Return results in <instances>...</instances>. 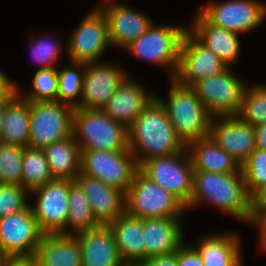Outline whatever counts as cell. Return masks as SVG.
<instances>
[{
	"label": "cell",
	"mask_w": 266,
	"mask_h": 266,
	"mask_svg": "<svg viewBox=\"0 0 266 266\" xmlns=\"http://www.w3.org/2000/svg\"><path fill=\"white\" fill-rule=\"evenodd\" d=\"M237 116L251 126L266 123V85L246 86Z\"/></svg>",
	"instance_id": "d6a6232c"
},
{
	"label": "cell",
	"mask_w": 266,
	"mask_h": 266,
	"mask_svg": "<svg viewBox=\"0 0 266 266\" xmlns=\"http://www.w3.org/2000/svg\"><path fill=\"white\" fill-rule=\"evenodd\" d=\"M108 226L126 266L141 265L145 261L143 220L124 213Z\"/></svg>",
	"instance_id": "cb8c5ba5"
},
{
	"label": "cell",
	"mask_w": 266,
	"mask_h": 266,
	"mask_svg": "<svg viewBox=\"0 0 266 266\" xmlns=\"http://www.w3.org/2000/svg\"><path fill=\"white\" fill-rule=\"evenodd\" d=\"M178 266H204L202 258L195 247L183 243L177 250Z\"/></svg>",
	"instance_id": "f35d334b"
},
{
	"label": "cell",
	"mask_w": 266,
	"mask_h": 266,
	"mask_svg": "<svg viewBox=\"0 0 266 266\" xmlns=\"http://www.w3.org/2000/svg\"><path fill=\"white\" fill-rule=\"evenodd\" d=\"M140 266H178L177 251L169 255L148 258Z\"/></svg>",
	"instance_id": "b9f144b4"
},
{
	"label": "cell",
	"mask_w": 266,
	"mask_h": 266,
	"mask_svg": "<svg viewBox=\"0 0 266 266\" xmlns=\"http://www.w3.org/2000/svg\"><path fill=\"white\" fill-rule=\"evenodd\" d=\"M99 226L101 224L95 218L83 188L76 180H70L68 220L65 235L76 236L88 230L96 229Z\"/></svg>",
	"instance_id": "f546056e"
},
{
	"label": "cell",
	"mask_w": 266,
	"mask_h": 266,
	"mask_svg": "<svg viewBox=\"0 0 266 266\" xmlns=\"http://www.w3.org/2000/svg\"><path fill=\"white\" fill-rule=\"evenodd\" d=\"M229 67L188 29L185 31L179 52V63L174 79L184 86L221 74Z\"/></svg>",
	"instance_id": "7c38bea8"
},
{
	"label": "cell",
	"mask_w": 266,
	"mask_h": 266,
	"mask_svg": "<svg viewBox=\"0 0 266 266\" xmlns=\"http://www.w3.org/2000/svg\"><path fill=\"white\" fill-rule=\"evenodd\" d=\"M24 147L0 143V184L21 185Z\"/></svg>",
	"instance_id": "d590c367"
},
{
	"label": "cell",
	"mask_w": 266,
	"mask_h": 266,
	"mask_svg": "<svg viewBox=\"0 0 266 266\" xmlns=\"http://www.w3.org/2000/svg\"><path fill=\"white\" fill-rule=\"evenodd\" d=\"M75 237L81 246L82 266H126L108 225H101Z\"/></svg>",
	"instance_id": "7402d4cb"
},
{
	"label": "cell",
	"mask_w": 266,
	"mask_h": 266,
	"mask_svg": "<svg viewBox=\"0 0 266 266\" xmlns=\"http://www.w3.org/2000/svg\"><path fill=\"white\" fill-rule=\"evenodd\" d=\"M182 217L143 219L145 260L175 253L184 243Z\"/></svg>",
	"instance_id": "44dd1931"
},
{
	"label": "cell",
	"mask_w": 266,
	"mask_h": 266,
	"mask_svg": "<svg viewBox=\"0 0 266 266\" xmlns=\"http://www.w3.org/2000/svg\"><path fill=\"white\" fill-rule=\"evenodd\" d=\"M52 180L43 149L26 146L22 157L21 186L30 193Z\"/></svg>",
	"instance_id": "4dcf8cb0"
},
{
	"label": "cell",
	"mask_w": 266,
	"mask_h": 266,
	"mask_svg": "<svg viewBox=\"0 0 266 266\" xmlns=\"http://www.w3.org/2000/svg\"><path fill=\"white\" fill-rule=\"evenodd\" d=\"M210 23L243 34L263 24L266 3L257 0H227L210 2L199 11Z\"/></svg>",
	"instance_id": "5bb4252c"
},
{
	"label": "cell",
	"mask_w": 266,
	"mask_h": 266,
	"mask_svg": "<svg viewBox=\"0 0 266 266\" xmlns=\"http://www.w3.org/2000/svg\"><path fill=\"white\" fill-rule=\"evenodd\" d=\"M139 171L176 196L186 207L193 192V164L187 148L176 154L144 161Z\"/></svg>",
	"instance_id": "52a82bcc"
},
{
	"label": "cell",
	"mask_w": 266,
	"mask_h": 266,
	"mask_svg": "<svg viewBox=\"0 0 266 266\" xmlns=\"http://www.w3.org/2000/svg\"><path fill=\"white\" fill-rule=\"evenodd\" d=\"M254 133L256 148L266 150V123L255 125Z\"/></svg>",
	"instance_id": "ee69618b"
},
{
	"label": "cell",
	"mask_w": 266,
	"mask_h": 266,
	"mask_svg": "<svg viewBox=\"0 0 266 266\" xmlns=\"http://www.w3.org/2000/svg\"><path fill=\"white\" fill-rule=\"evenodd\" d=\"M43 235L30 206L0 218V249L7 257L35 255Z\"/></svg>",
	"instance_id": "9a60e30c"
},
{
	"label": "cell",
	"mask_w": 266,
	"mask_h": 266,
	"mask_svg": "<svg viewBox=\"0 0 266 266\" xmlns=\"http://www.w3.org/2000/svg\"><path fill=\"white\" fill-rule=\"evenodd\" d=\"M186 206L172 193L148 179L139 170L125 193V213L131 217H181Z\"/></svg>",
	"instance_id": "5b68a950"
},
{
	"label": "cell",
	"mask_w": 266,
	"mask_h": 266,
	"mask_svg": "<svg viewBox=\"0 0 266 266\" xmlns=\"http://www.w3.org/2000/svg\"><path fill=\"white\" fill-rule=\"evenodd\" d=\"M4 266H38L34 255L29 256H8Z\"/></svg>",
	"instance_id": "7bdbcfd3"
},
{
	"label": "cell",
	"mask_w": 266,
	"mask_h": 266,
	"mask_svg": "<svg viewBox=\"0 0 266 266\" xmlns=\"http://www.w3.org/2000/svg\"><path fill=\"white\" fill-rule=\"evenodd\" d=\"M170 80L168 100L157 95L156 98L165 107L177 136L186 146L194 140L209 137L212 116L196 96L194 89L181 85L174 78Z\"/></svg>",
	"instance_id": "3957f363"
},
{
	"label": "cell",
	"mask_w": 266,
	"mask_h": 266,
	"mask_svg": "<svg viewBox=\"0 0 266 266\" xmlns=\"http://www.w3.org/2000/svg\"><path fill=\"white\" fill-rule=\"evenodd\" d=\"M76 181L87 195L92 212L101 225H108L125 213L123 191L82 173H79Z\"/></svg>",
	"instance_id": "ffe728a7"
},
{
	"label": "cell",
	"mask_w": 266,
	"mask_h": 266,
	"mask_svg": "<svg viewBox=\"0 0 266 266\" xmlns=\"http://www.w3.org/2000/svg\"><path fill=\"white\" fill-rule=\"evenodd\" d=\"M250 223L260 230V247L266 251V206H252Z\"/></svg>",
	"instance_id": "ab89813d"
},
{
	"label": "cell",
	"mask_w": 266,
	"mask_h": 266,
	"mask_svg": "<svg viewBox=\"0 0 266 266\" xmlns=\"http://www.w3.org/2000/svg\"><path fill=\"white\" fill-rule=\"evenodd\" d=\"M239 238L232 233L216 234L205 236L193 246L200 254L204 266H241Z\"/></svg>",
	"instance_id": "4316f807"
},
{
	"label": "cell",
	"mask_w": 266,
	"mask_h": 266,
	"mask_svg": "<svg viewBox=\"0 0 266 266\" xmlns=\"http://www.w3.org/2000/svg\"><path fill=\"white\" fill-rule=\"evenodd\" d=\"M104 3L98 6L107 18L111 46L125 48L154 23L145 13L135 11L118 1L111 0Z\"/></svg>",
	"instance_id": "ac0fdd59"
},
{
	"label": "cell",
	"mask_w": 266,
	"mask_h": 266,
	"mask_svg": "<svg viewBox=\"0 0 266 266\" xmlns=\"http://www.w3.org/2000/svg\"><path fill=\"white\" fill-rule=\"evenodd\" d=\"M35 39L30 43L33 59L42 65L40 69L54 68L61 53L60 43L52 42L49 36H39Z\"/></svg>",
	"instance_id": "74e56055"
},
{
	"label": "cell",
	"mask_w": 266,
	"mask_h": 266,
	"mask_svg": "<svg viewBox=\"0 0 266 266\" xmlns=\"http://www.w3.org/2000/svg\"><path fill=\"white\" fill-rule=\"evenodd\" d=\"M6 103L0 104V136L3 129V119H4V112H5Z\"/></svg>",
	"instance_id": "bcb514c9"
},
{
	"label": "cell",
	"mask_w": 266,
	"mask_h": 266,
	"mask_svg": "<svg viewBox=\"0 0 266 266\" xmlns=\"http://www.w3.org/2000/svg\"><path fill=\"white\" fill-rule=\"evenodd\" d=\"M73 31L66 43L70 61L94 63L111 46L107 18L97 5Z\"/></svg>",
	"instance_id": "8fae6325"
},
{
	"label": "cell",
	"mask_w": 266,
	"mask_h": 266,
	"mask_svg": "<svg viewBox=\"0 0 266 266\" xmlns=\"http://www.w3.org/2000/svg\"><path fill=\"white\" fill-rule=\"evenodd\" d=\"M38 266H82V251L75 236L44 234L35 252Z\"/></svg>",
	"instance_id": "d4e9b609"
},
{
	"label": "cell",
	"mask_w": 266,
	"mask_h": 266,
	"mask_svg": "<svg viewBox=\"0 0 266 266\" xmlns=\"http://www.w3.org/2000/svg\"><path fill=\"white\" fill-rule=\"evenodd\" d=\"M28 194L21 185L0 184V218L27 209Z\"/></svg>",
	"instance_id": "8d00e7d4"
},
{
	"label": "cell",
	"mask_w": 266,
	"mask_h": 266,
	"mask_svg": "<svg viewBox=\"0 0 266 266\" xmlns=\"http://www.w3.org/2000/svg\"><path fill=\"white\" fill-rule=\"evenodd\" d=\"M80 173L126 193L139 170L130 150H80Z\"/></svg>",
	"instance_id": "9c48e42d"
},
{
	"label": "cell",
	"mask_w": 266,
	"mask_h": 266,
	"mask_svg": "<svg viewBox=\"0 0 266 266\" xmlns=\"http://www.w3.org/2000/svg\"><path fill=\"white\" fill-rule=\"evenodd\" d=\"M6 258H7V256L0 249V266H4V261L6 260Z\"/></svg>",
	"instance_id": "7dc6e473"
},
{
	"label": "cell",
	"mask_w": 266,
	"mask_h": 266,
	"mask_svg": "<svg viewBox=\"0 0 266 266\" xmlns=\"http://www.w3.org/2000/svg\"><path fill=\"white\" fill-rule=\"evenodd\" d=\"M129 149L138 167L154 157L169 156L186 149L155 97L128 128Z\"/></svg>",
	"instance_id": "6da1fadb"
},
{
	"label": "cell",
	"mask_w": 266,
	"mask_h": 266,
	"mask_svg": "<svg viewBox=\"0 0 266 266\" xmlns=\"http://www.w3.org/2000/svg\"><path fill=\"white\" fill-rule=\"evenodd\" d=\"M241 170L247 193L254 199L266 188V150L255 148Z\"/></svg>",
	"instance_id": "836d02e7"
},
{
	"label": "cell",
	"mask_w": 266,
	"mask_h": 266,
	"mask_svg": "<svg viewBox=\"0 0 266 266\" xmlns=\"http://www.w3.org/2000/svg\"><path fill=\"white\" fill-rule=\"evenodd\" d=\"M70 180L54 179L33 190L37 195L31 210L44 234H66Z\"/></svg>",
	"instance_id": "4fadbf2b"
},
{
	"label": "cell",
	"mask_w": 266,
	"mask_h": 266,
	"mask_svg": "<svg viewBox=\"0 0 266 266\" xmlns=\"http://www.w3.org/2000/svg\"><path fill=\"white\" fill-rule=\"evenodd\" d=\"M58 68L38 69L32 79V90L26 95L20 92L18 94L27 101L47 102L57 101L58 93Z\"/></svg>",
	"instance_id": "e575fe53"
},
{
	"label": "cell",
	"mask_w": 266,
	"mask_h": 266,
	"mask_svg": "<svg viewBox=\"0 0 266 266\" xmlns=\"http://www.w3.org/2000/svg\"><path fill=\"white\" fill-rule=\"evenodd\" d=\"M193 18L188 30L230 67L240 54L239 34L210 23L199 11Z\"/></svg>",
	"instance_id": "603a6c76"
},
{
	"label": "cell",
	"mask_w": 266,
	"mask_h": 266,
	"mask_svg": "<svg viewBox=\"0 0 266 266\" xmlns=\"http://www.w3.org/2000/svg\"><path fill=\"white\" fill-rule=\"evenodd\" d=\"M252 198L248 195L242 172L226 174L193 172V192L186 209L204 201L229 213V215L250 223Z\"/></svg>",
	"instance_id": "7a4b0ae2"
},
{
	"label": "cell",
	"mask_w": 266,
	"mask_h": 266,
	"mask_svg": "<svg viewBox=\"0 0 266 266\" xmlns=\"http://www.w3.org/2000/svg\"><path fill=\"white\" fill-rule=\"evenodd\" d=\"M187 29L174 25L157 26L153 23L124 49L151 64L168 67L172 79L178 68L181 41Z\"/></svg>",
	"instance_id": "8992f818"
},
{
	"label": "cell",
	"mask_w": 266,
	"mask_h": 266,
	"mask_svg": "<svg viewBox=\"0 0 266 266\" xmlns=\"http://www.w3.org/2000/svg\"><path fill=\"white\" fill-rule=\"evenodd\" d=\"M252 206H266V188L252 200Z\"/></svg>",
	"instance_id": "f6af8a7d"
},
{
	"label": "cell",
	"mask_w": 266,
	"mask_h": 266,
	"mask_svg": "<svg viewBox=\"0 0 266 266\" xmlns=\"http://www.w3.org/2000/svg\"><path fill=\"white\" fill-rule=\"evenodd\" d=\"M72 135L80 150H130L128 128L100 109L75 108Z\"/></svg>",
	"instance_id": "277c9868"
},
{
	"label": "cell",
	"mask_w": 266,
	"mask_h": 266,
	"mask_svg": "<svg viewBox=\"0 0 266 266\" xmlns=\"http://www.w3.org/2000/svg\"><path fill=\"white\" fill-rule=\"evenodd\" d=\"M128 74L118 64L98 61L85 64L79 109H102Z\"/></svg>",
	"instance_id": "2e32d148"
},
{
	"label": "cell",
	"mask_w": 266,
	"mask_h": 266,
	"mask_svg": "<svg viewBox=\"0 0 266 266\" xmlns=\"http://www.w3.org/2000/svg\"><path fill=\"white\" fill-rule=\"evenodd\" d=\"M70 64V67L64 66L62 70L57 69V101L77 108L82 98L85 64L72 61Z\"/></svg>",
	"instance_id": "1f68e13d"
},
{
	"label": "cell",
	"mask_w": 266,
	"mask_h": 266,
	"mask_svg": "<svg viewBox=\"0 0 266 266\" xmlns=\"http://www.w3.org/2000/svg\"><path fill=\"white\" fill-rule=\"evenodd\" d=\"M54 179L76 180L80 173L81 151L73 135L43 148Z\"/></svg>",
	"instance_id": "83f0119b"
},
{
	"label": "cell",
	"mask_w": 266,
	"mask_h": 266,
	"mask_svg": "<svg viewBox=\"0 0 266 266\" xmlns=\"http://www.w3.org/2000/svg\"><path fill=\"white\" fill-rule=\"evenodd\" d=\"M75 108L59 101H29L30 133L28 146L43 149L72 136Z\"/></svg>",
	"instance_id": "ba28073f"
},
{
	"label": "cell",
	"mask_w": 266,
	"mask_h": 266,
	"mask_svg": "<svg viewBox=\"0 0 266 266\" xmlns=\"http://www.w3.org/2000/svg\"><path fill=\"white\" fill-rule=\"evenodd\" d=\"M209 137L231 155L240 167L256 148L254 126L238 116L212 117Z\"/></svg>",
	"instance_id": "e0dca14e"
},
{
	"label": "cell",
	"mask_w": 266,
	"mask_h": 266,
	"mask_svg": "<svg viewBox=\"0 0 266 266\" xmlns=\"http://www.w3.org/2000/svg\"><path fill=\"white\" fill-rule=\"evenodd\" d=\"M30 133L29 101L18 93L6 103L0 143L28 146Z\"/></svg>",
	"instance_id": "f1b7e54d"
},
{
	"label": "cell",
	"mask_w": 266,
	"mask_h": 266,
	"mask_svg": "<svg viewBox=\"0 0 266 266\" xmlns=\"http://www.w3.org/2000/svg\"><path fill=\"white\" fill-rule=\"evenodd\" d=\"M155 97V93L147 92L143 85L127 76L101 110L129 128Z\"/></svg>",
	"instance_id": "d6986e66"
},
{
	"label": "cell",
	"mask_w": 266,
	"mask_h": 266,
	"mask_svg": "<svg viewBox=\"0 0 266 266\" xmlns=\"http://www.w3.org/2000/svg\"><path fill=\"white\" fill-rule=\"evenodd\" d=\"M18 88L16 83L0 71V104L7 103L12 99L18 93Z\"/></svg>",
	"instance_id": "60d3db41"
},
{
	"label": "cell",
	"mask_w": 266,
	"mask_h": 266,
	"mask_svg": "<svg viewBox=\"0 0 266 266\" xmlns=\"http://www.w3.org/2000/svg\"><path fill=\"white\" fill-rule=\"evenodd\" d=\"M186 148L194 171L218 174L242 172L233 157L217 146L210 137L194 140Z\"/></svg>",
	"instance_id": "484cf974"
},
{
	"label": "cell",
	"mask_w": 266,
	"mask_h": 266,
	"mask_svg": "<svg viewBox=\"0 0 266 266\" xmlns=\"http://www.w3.org/2000/svg\"><path fill=\"white\" fill-rule=\"evenodd\" d=\"M230 71L196 82L192 88L212 117L237 116L247 85Z\"/></svg>",
	"instance_id": "30bf717a"
}]
</instances>
